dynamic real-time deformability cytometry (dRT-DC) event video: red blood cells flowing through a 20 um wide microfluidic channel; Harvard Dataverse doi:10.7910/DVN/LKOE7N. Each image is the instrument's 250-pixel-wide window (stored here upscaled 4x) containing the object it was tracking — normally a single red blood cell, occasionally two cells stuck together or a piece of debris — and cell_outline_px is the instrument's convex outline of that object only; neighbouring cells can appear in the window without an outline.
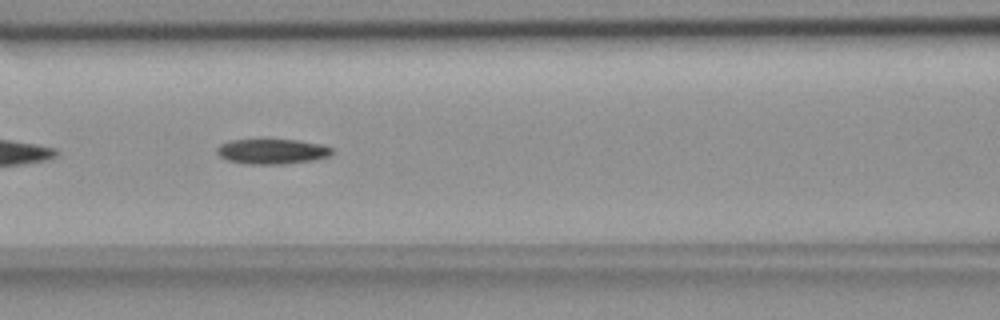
{"species": "common noctule bat (a hibernating species)", "species_latin": "Nyctalus noctula", "temperature_condition": "room temperature", "stored_images_in_passage": 37, "camera_frame_rate_fps": 3000, "um_per_image_px": 0.085, "animal": {"sex": "female", "body_mass_g": 18.4}, "frame": {"image": 1, "passage_image": 9, "time_ms": 2.667, "image_size_px": [1000, 320], "cell_outline_px": [[332, 152], [328, 156], [312, 160], [284, 164], [244, 164], [228, 160], [220, 156], [216, 152], [216, 148], [220, 144], [228, 140], [260, 136], [300, 140], [320, 144], [332, 148]], "centroid_in_image_um": [23.04, 12.81], "position_along_channel_um": 143.6, "area_um2": 17.8}}
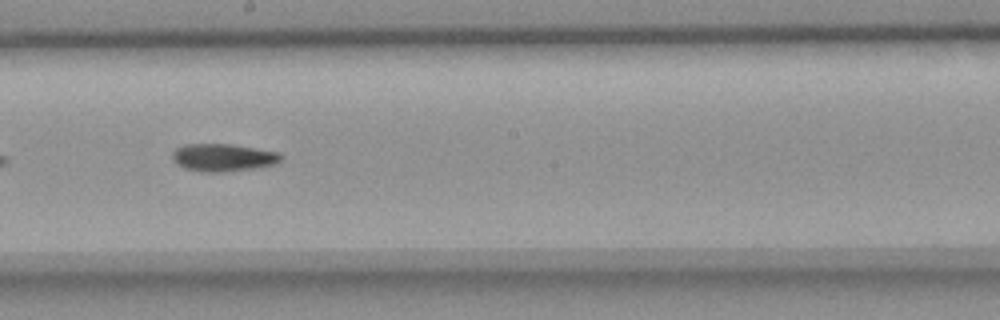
{"frame": {"image": 2, "passage_image": 16, "time_ms": 5.0, "image_size_px": [1000, 320], "cell_outline_px": [[280, 160], [272, 164], [252, 168], [224, 172], [200, 172], [184, 168], [172, 156], [172, 152], [176, 148], [184, 144], [232, 144], [280, 152]], "centroid_in_image_um": [18.94, 13.38], "position_along_channel_um": 229.3, "area_um2": 17.22}}
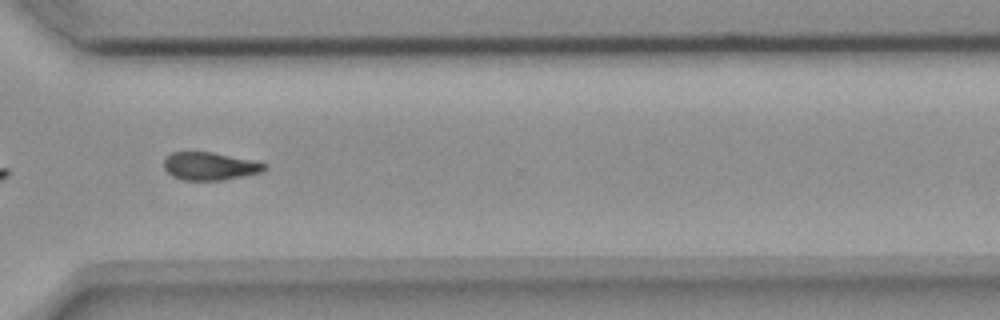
{"frame": {"image": 3, "passage_image": 26, "time_ms": 8.333, "image_size_px": [1000, 320], "cell_outline_px": [[268, 168], [260, 172], [224, 180], [184, 180], [172, 176], [164, 168], [164, 156], [172, 152], [212, 152], [268, 164]], "centroid_in_image_um": [17.8, 14.12], "position_along_channel_um": 352.8, "area_um2": 16.24}}